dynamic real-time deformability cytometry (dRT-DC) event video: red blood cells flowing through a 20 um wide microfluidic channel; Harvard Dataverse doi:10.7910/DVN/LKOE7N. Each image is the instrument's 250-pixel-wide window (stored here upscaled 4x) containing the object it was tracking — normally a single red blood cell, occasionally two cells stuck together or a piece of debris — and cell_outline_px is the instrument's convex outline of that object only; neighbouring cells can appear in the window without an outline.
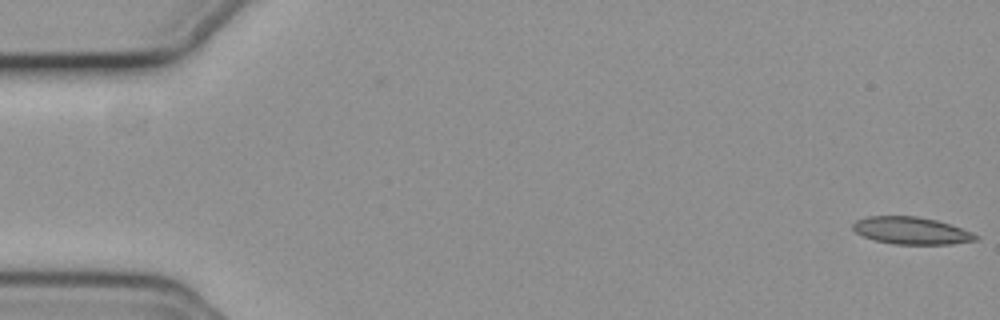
{"species": "common noctule bat (a hibernating species)", "species_latin": "Nyctalus noctula", "temperature_condition": "cold", "stored_images_in_passage": 2, "camera_frame_rate_fps": 3000, "um_per_image_px": 0.085, "animal": {"sex": "female", "body_mass_g": 19.3, "forearm_length_mm": 54.1}, "frame": {"image": 1, "passage_image": 2, "time_ms": 0.333, "image_size_px": [1000, 320], "cell_outline_px": [[980, 236], [976, 240], [952, 244], [892, 244], [876, 240], [864, 236], [856, 232], [852, 228], [852, 224], [856, 220], [868, 216], [916, 216], [936, 220], [972, 232]], "centroid_in_image_um": [77.45, 19.6], "position_along_channel_um": 7.5, "area_um2": 19.36}}